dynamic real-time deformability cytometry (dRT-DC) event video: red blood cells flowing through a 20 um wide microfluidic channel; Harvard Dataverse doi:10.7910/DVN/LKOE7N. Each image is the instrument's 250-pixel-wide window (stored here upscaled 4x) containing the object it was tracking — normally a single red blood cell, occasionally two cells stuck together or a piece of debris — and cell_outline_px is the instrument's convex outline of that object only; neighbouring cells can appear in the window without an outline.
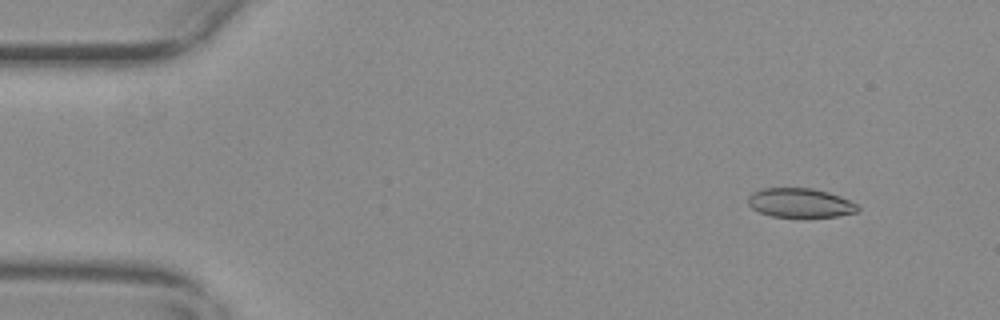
{"species": "common noctule bat (a hibernating species)", "species_latin": "Nyctalus noctula", "temperature_condition": "warm", "stored_images_in_passage": 56, "camera_frame_rate_fps": 3000, "um_per_image_px": 0.085, "animal": {"sex": "female", "body_mass_g": 29.2, "forearm_length_mm": 56.3}, "frame": {"image": 1, "passage_image": 5, "time_ms": 1.333, "image_size_px": [1000, 320], "cell_outline_px": [[860, 208], [856, 212], [836, 216], [772, 216], [760, 212], [752, 208], [748, 204], [748, 196], [752, 192], [764, 188], [812, 188], [828, 192], [840, 196], [856, 204]], "centroid_in_image_um": [67.99, 17.23], "position_along_channel_um": 17.0, "area_um2": 18.38}}
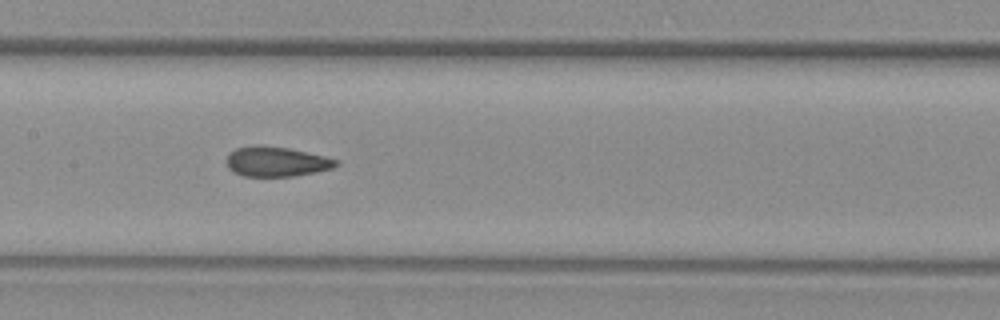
{"frame": {"image": 2, "passage_image": 27, "time_ms": 8.667, "image_size_px": [1000, 320], "cell_outline_px": [[340, 164], [332, 168], [316, 172], [292, 176], [244, 176], [232, 172], [228, 168], [228, 152], [236, 148], [256, 144], [260, 144], [288, 148], [324, 156], [340, 160]], "centroid_in_image_um": [23.49, 13.73], "position_along_channel_um": 183.9, "area_um2": 19.19}}
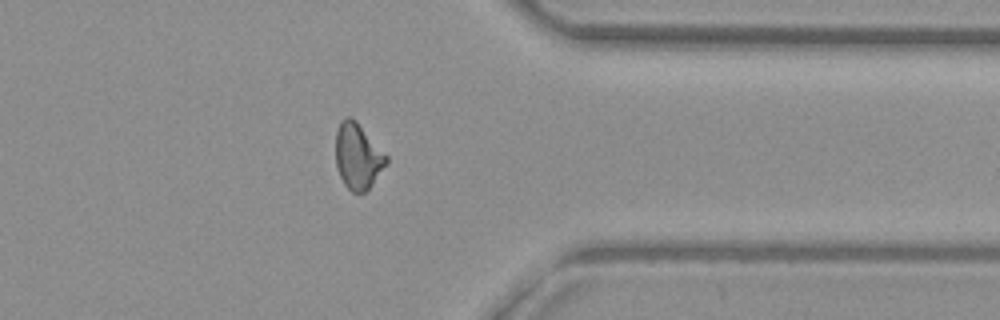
{"frame": {"image": 3, "passage_image": 44, "time_ms": 14.333, "image_size_px": [1000, 320], "cell_outline_px": [[388, 160], [372, 184], [364, 192], [352, 192], [344, 184], [340, 176], [336, 164], [336, 132], [340, 124], [348, 116], [352, 116], [356, 120], [388, 156]], "centroid_in_image_um": [30.41, 13.27], "position_along_channel_um": 381.0, "area_um2": 19.07}, "authors_computed_cell_mechanics": {"area_um2": 19.5364, "velocity_mm_per_s": 3.6657, "shape_relaxation_time_tau1_ms": null, "shape_relaxation_time_tau2_ms": 1.487, "deformation_change_tau1": null, "deformation_change_tau2": 0.0786}}